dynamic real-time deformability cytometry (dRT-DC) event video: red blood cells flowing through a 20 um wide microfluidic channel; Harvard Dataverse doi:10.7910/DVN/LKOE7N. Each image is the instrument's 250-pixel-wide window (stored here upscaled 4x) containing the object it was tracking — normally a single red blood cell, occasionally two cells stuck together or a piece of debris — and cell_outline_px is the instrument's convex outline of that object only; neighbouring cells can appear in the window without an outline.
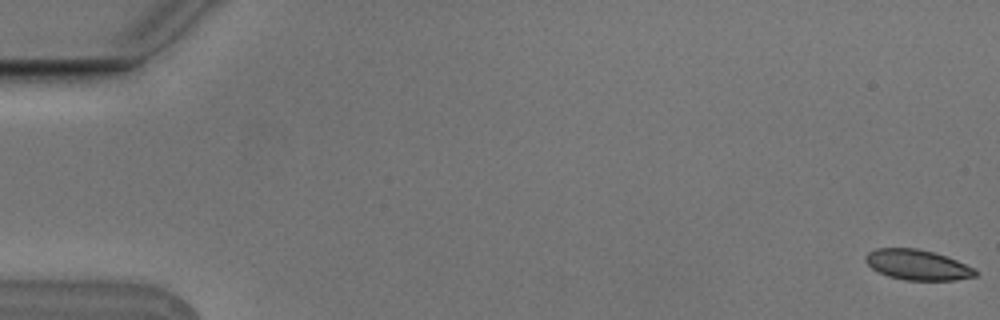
{"species": "Egyptian fruit bat (a non-hibernating species)", "species_latin": "Rousettus aegyptiacus", "temperature_condition": "cold", "stored_images_in_passage": 7, "camera_frame_rate_fps": 3000, "um_per_image_px": 0.085, "animal": {"sex": "male"}, "frame": {"image": 1, "passage_image": 1, "time_ms": 0.0, "image_size_px": [1000, 320], "cell_outline_px": [[980, 272], [976, 276], [956, 280], [904, 280], [888, 276], [872, 268], [864, 260], [864, 256], [868, 252], [876, 248], [916, 248], [932, 252], [956, 260], [976, 268]], "centroid_in_image_um": [78.0, 22.51], "position_along_channel_um": 7.0, "area_um2": 19.42}}
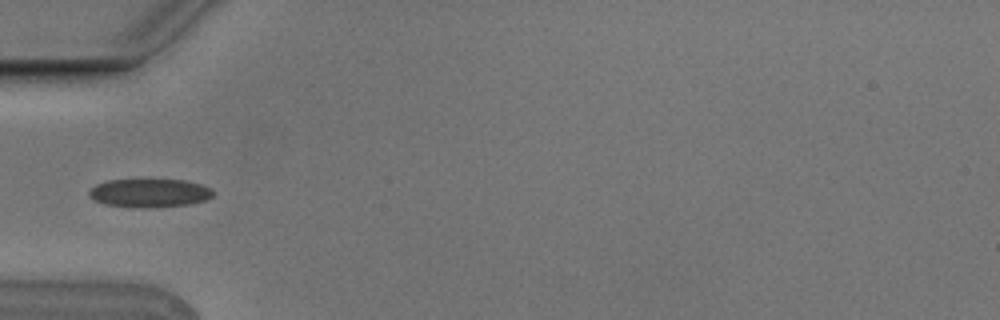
{"frame": {"image": 2, "passage_image": 6, "time_ms": 1.667, "image_size_px": [1000, 320], "cell_outline_px": [[216, 192], [212, 196], [204, 200], [188, 204], [148, 208], [136, 208], [104, 204], [92, 200], [88, 196], [88, 192], [96, 184], [108, 180], [184, 180], [200, 184], [212, 188]], "centroid_in_image_um": [12.68, 16.41], "position_along_channel_um": 72.3, "area_um2": 20.69}}